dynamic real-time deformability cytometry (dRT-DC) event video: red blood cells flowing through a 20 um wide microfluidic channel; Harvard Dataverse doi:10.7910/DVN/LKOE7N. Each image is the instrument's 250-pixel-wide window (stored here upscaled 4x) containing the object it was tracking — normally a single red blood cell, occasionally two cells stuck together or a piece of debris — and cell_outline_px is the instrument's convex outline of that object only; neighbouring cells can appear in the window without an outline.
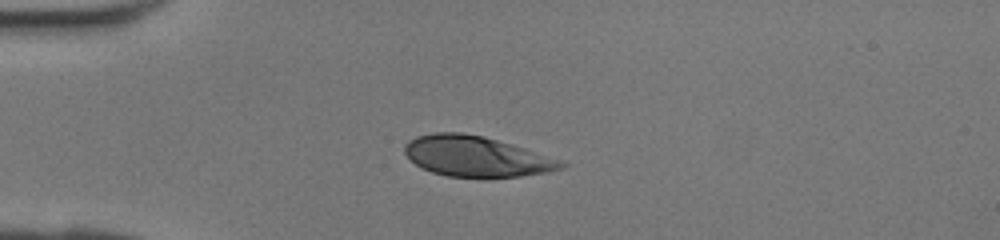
{"species": "human", "species_latin": "Homo sapiens", "temperature_condition": "room temperature", "stored_images_in_passage": 31, "camera_frame_rate_fps": 3000, "um_per_image_px": 0.085, "donor": {"sex": "female"}, "frame": {"image": 1, "passage_image": 1, "time_ms": 0.0, "image_size_px": [1000, 240], "cell_outline_px": [[568, 164], [564, 168], [544, 172], [520, 176], [448, 176], [432, 172], [420, 168], [404, 152], [404, 144], [408, 140], [416, 136], [436, 132], [460, 132], [484, 136], [512, 144], [564, 160]], "centroid_in_image_um": [40.48, 13.27], "position_along_channel_um": 44.5, "area_um2": 36.76}}
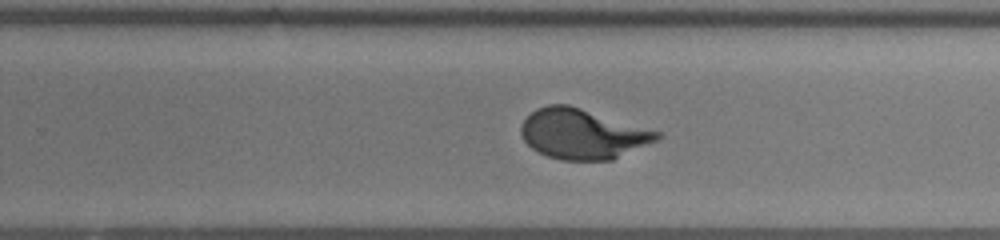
{"frame": {"image": 2, "passage_image": 17, "time_ms": 5.333, "image_size_px": [1000, 240], "cell_outline_px": [[660, 140], [612, 160], [560, 160], [548, 156], [532, 148], [524, 140], [520, 132], [520, 128], [524, 120], [536, 108], [548, 104], [568, 104], [660, 132]], "centroid_in_image_um": [49.52, 11.39], "position_along_channel_um": 280.3, "area_um2": 39.54}}
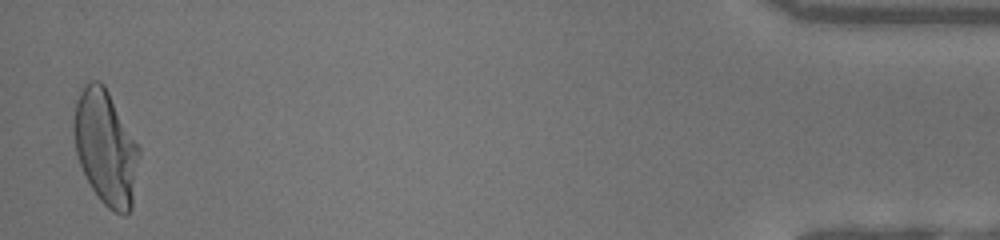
{"frame": {"image": 3, "passage_image": 31, "time_ms": 10.0, "image_size_px": [1000, 240], "cell_outline_px": [[140, 152], [132, 208], [124, 216], [108, 208], [96, 196], [80, 164], [76, 152], [72, 132], [72, 120], [76, 100], [84, 84], [88, 80], [100, 80], [104, 84], [140, 144]], "centroid_in_image_um": [8.99, 12.5], "position_along_channel_um": 426.2, "area_um2": 44.33}}